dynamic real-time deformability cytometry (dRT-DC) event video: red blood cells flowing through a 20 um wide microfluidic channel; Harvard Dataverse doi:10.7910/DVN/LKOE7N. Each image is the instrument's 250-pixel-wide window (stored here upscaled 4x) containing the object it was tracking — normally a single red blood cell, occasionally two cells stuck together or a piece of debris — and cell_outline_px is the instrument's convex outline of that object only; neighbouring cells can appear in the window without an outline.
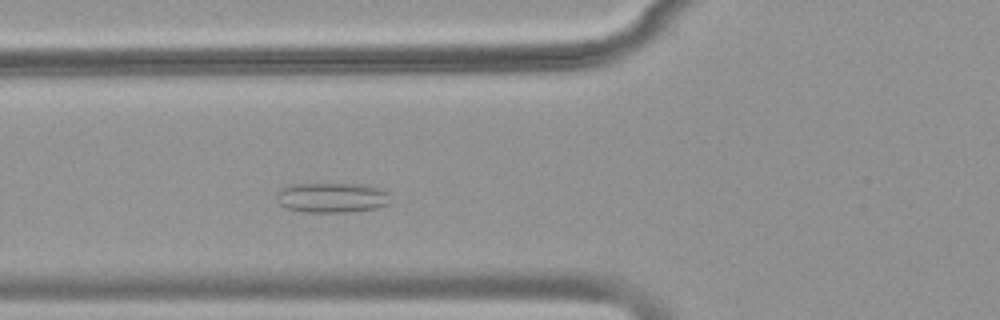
{"species": "common noctule bat (a hibernating species)", "species_latin": "Nyctalus noctula", "temperature_condition": "warm", "stored_images_in_passage": 38, "camera_frame_rate_fps": 3000, "um_per_image_px": 0.085, "animal": {"sex": "female", "body_mass_g": 18.4}, "frame": {"image": 1, "passage_image": 12, "time_ms": 3.667, "image_size_px": [1000, 320], "cell_outline_px": [[388, 204], [376, 208], [352, 212], [304, 212], [284, 208], [276, 200], [276, 192], [280, 188], [288, 184], [364, 184], [388, 192]], "centroid_in_image_um": [28.13, 16.8], "position_along_channel_um": 97.7, "area_um2": 20.06}}
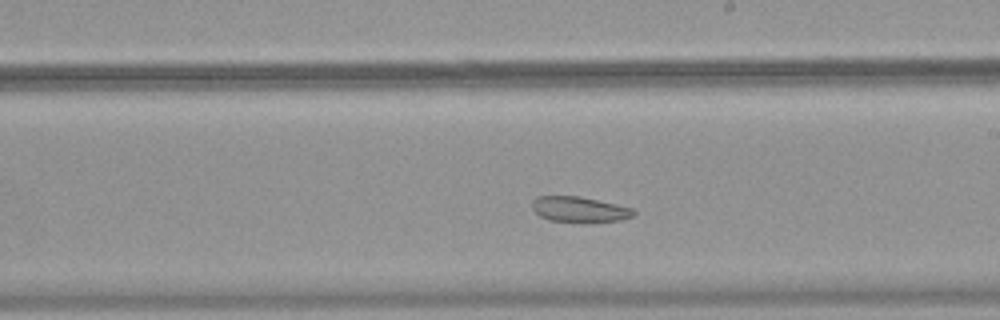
{"frame": {"image": 2, "passage_image": 23, "time_ms": 7.333, "image_size_px": [1000, 320], "cell_outline_px": [[636, 212], [632, 216], [620, 220], [592, 224], [584, 224], [548, 220], [540, 216], [532, 208], [532, 200], [536, 196], [580, 196], [616, 204], [632, 208]], "centroid_in_image_um": [49.25, 17.83], "position_along_channel_um": 239.8, "area_um2": 15.61}}
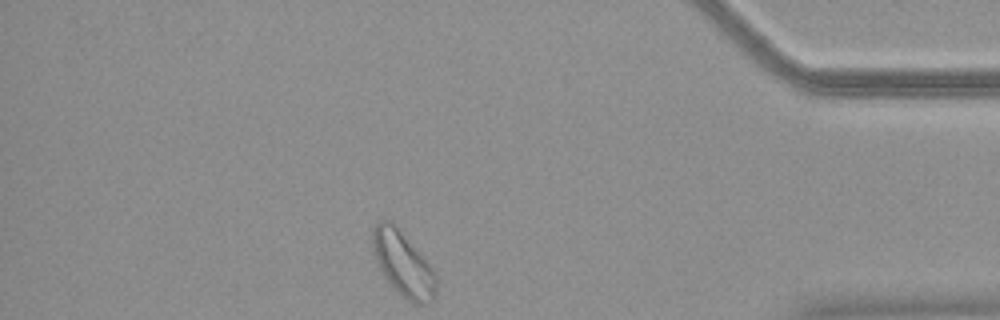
{"frame": {"image": 3, "passage_image": 38, "time_ms": 12.333, "image_size_px": [1000, 320], "cell_outline_px": [[436, 292], [432, 300], [428, 304], [416, 304], [408, 300], [384, 276], [372, 252], [372, 228], [380, 220], [392, 220], [432, 268], [436, 276]], "centroid_in_image_um": [34.24, 22.39], "position_along_channel_um": 401.0, "area_um2": 23.52}}